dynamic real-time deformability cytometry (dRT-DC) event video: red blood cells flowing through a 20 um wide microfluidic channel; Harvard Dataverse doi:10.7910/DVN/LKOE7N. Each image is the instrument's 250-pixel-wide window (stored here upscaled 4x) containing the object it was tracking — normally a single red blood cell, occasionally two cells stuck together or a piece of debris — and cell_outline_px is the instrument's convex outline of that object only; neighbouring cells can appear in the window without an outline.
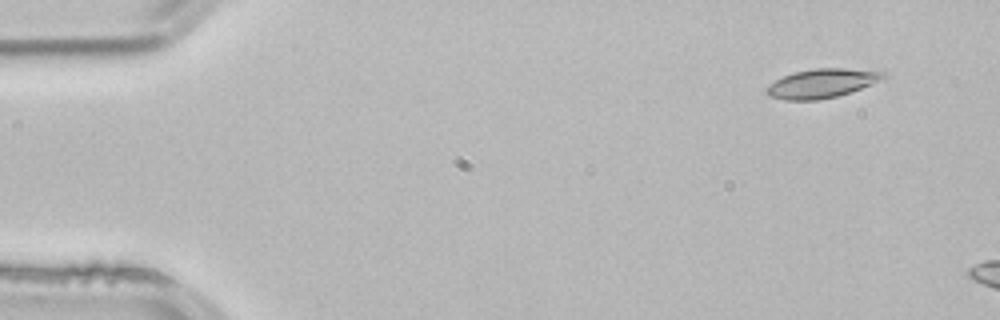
{"species": "common noctule bat (a hibernating species)", "species_latin": "Nyctalus noctula", "temperature_condition": "room temperature", "stored_images_in_passage": 2, "camera_frame_rate_fps": 3000, "um_per_image_px": 0.085, "animal": {"sex": "male", "body_mass_g": 21.5, "forearm_length_mm": 52.0}, "frame": {"image": 1, "passage_image": 1, "time_ms": 0.0, "image_size_px": [1000, 320], "cell_outline_px": [[888, 76], [860, 88], [836, 96], [820, 100], [784, 100], [768, 96], [764, 92], [764, 88], [768, 84], [784, 76], [796, 72], [816, 68], [844, 68], [884, 72]], "centroid_in_image_um": [69.77, 7.09], "position_along_channel_um": 15.2, "area_um2": 19.54}}